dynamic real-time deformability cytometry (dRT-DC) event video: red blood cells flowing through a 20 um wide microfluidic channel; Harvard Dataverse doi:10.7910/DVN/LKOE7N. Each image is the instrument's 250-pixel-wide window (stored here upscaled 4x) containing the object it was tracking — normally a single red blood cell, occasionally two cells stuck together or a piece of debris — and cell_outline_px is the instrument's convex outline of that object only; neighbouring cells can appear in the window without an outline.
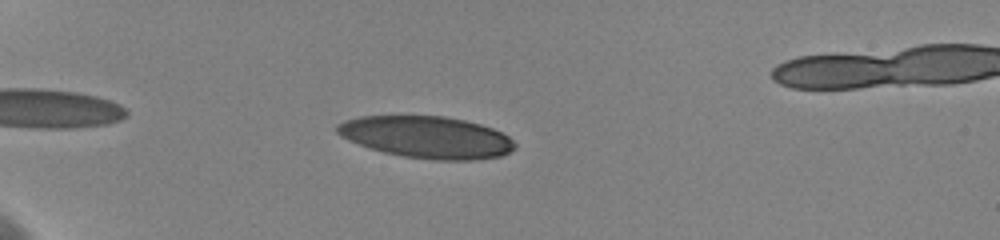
{"species": "human", "species_latin": "Homo sapiens", "temperature_condition": "cold", "stored_images_in_passage": 49, "camera_frame_rate_fps": 3000, "um_per_image_px": 0.085, "donor": {"sex": "female"}, "frame": {"image": 1, "passage_image": 8, "time_ms": 2.333, "image_size_px": [1000, 240], "cell_outline_px": [[516, 148], [500, 156], [476, 160], [436, 160], [404, 156], [384, 152], [348, 140], [336, 132], [336, 124], [344, 120], [360, 116], [444, 116], [464, 120], [480, 124], [492, 128], [508, 136], [516, 144]], "centroid_in_image_um": [36.28, 11.65], "position_along_channel_um": 48.7, "area_um2": 43.23}}
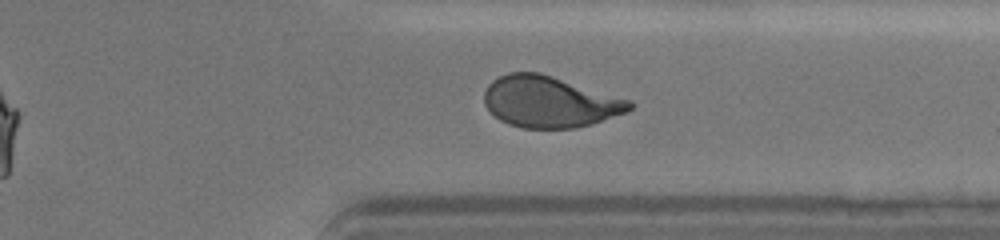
{"frame": {"image": 2, "passage_image": 38, "time_ms": 12.333, "image_size_px": [1000, 240], "cell_outline_px": [[636, 104], [628, 112], [592, 124], [572, 128], [524, 128], [508, 124], [500, 120], [484, 104], [484, 92], [488, 84], [492, 80], [508, 72], [540, 72], [632, 100]], "centroid_in_image_um": [46.75, 8.65], "position_along_channel_um": 364.7, "area_um2": 43.64}}
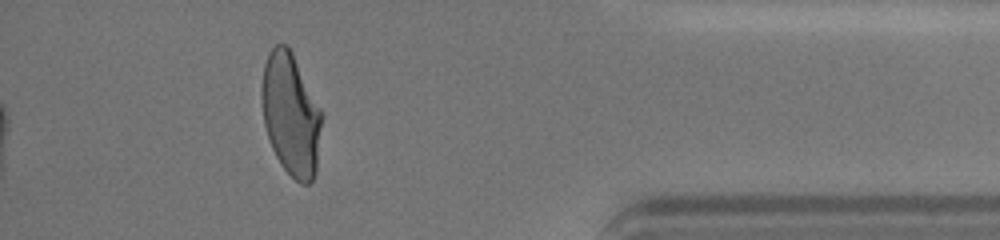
{"frame": {"image": 3, "passage_image": 44, "time_ms": 14.333, "image_size_px": [1000, 240], "cell_outline_px": [[324, 116], [316, 172], [312, 180], [308, 184], [300, 184], [280, 164], [272, 148], [264, 124], [260, 96], [260, 88], [264, 64], [268, 52], [276, 44], [288, 44]], "centroid_in_image_um": [24.72, 9.72], "position_along_channel_um": 410.5, "area_um2": 43.23}, "authors_computed_cell_mechanics": {"area_um2": 44.217, "velocity_mm_per_s": 3.589, "shape_relaxation_time_tau1_ms": 6.1215, "shape_relaxation_time_tau2_ms": 0.979, "deformation_change_tau1": 0.2006, "deformation_change_tau2": 0.0842}}